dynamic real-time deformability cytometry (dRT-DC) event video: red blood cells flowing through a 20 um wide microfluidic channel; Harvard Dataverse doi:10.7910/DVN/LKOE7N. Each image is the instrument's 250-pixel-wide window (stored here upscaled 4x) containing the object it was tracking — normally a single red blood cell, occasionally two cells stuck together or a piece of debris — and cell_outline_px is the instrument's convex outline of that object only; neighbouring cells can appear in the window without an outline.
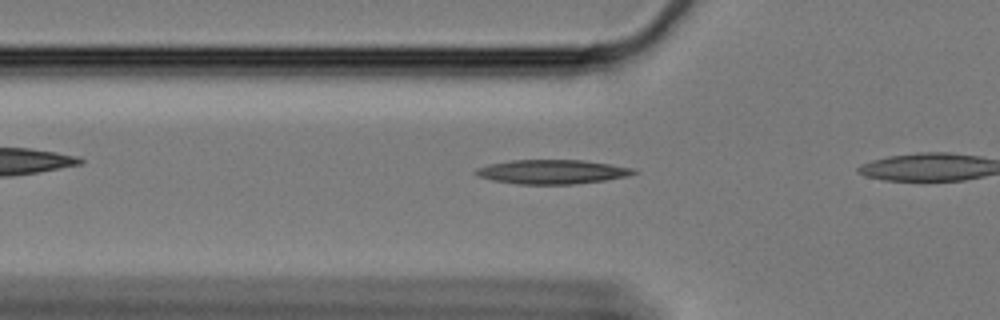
{"species": "Egyptian fruit bat (a non-hibernating species)", "species_latin": "Rousettus aegyptiacus", "temperature_condition": "cold", "stored_images_in_passage": 12, "camera_frame_rate_fps": 3000, "um_per_image_px": 0.085, "animal": {"sex": "female"}, "frame": {"image": 1, "passage_image": 6, "time_ms": 1.667, "image_size_px": [1000, 320], "cell_outline_px": [[640, 172], [628, 176], [604, 180], [572, 184], [516, 184], [492, 180], [476, 176], [472, 172], [476, 168], [492, 164], [512, 160], [584, 160], [632, 168]], "centroid_in_image_um": [46.9, 14.61], "position_along_channel_um": 78.9, "area_um2": 22.2}}
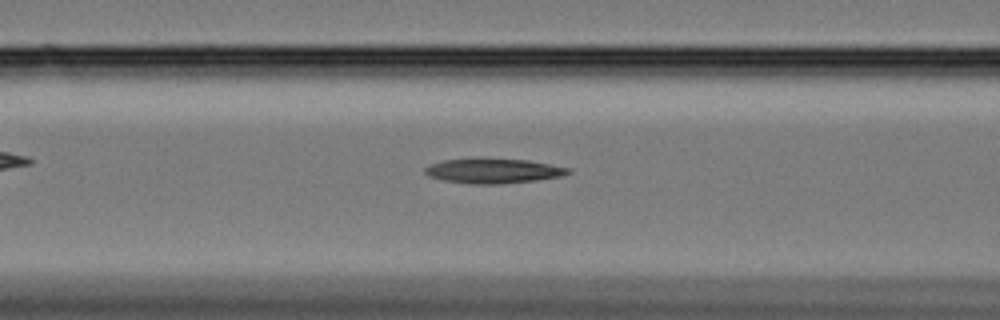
{"frame": {"image": 2, "passage_image": 10, "time_ms": 3.0, "image_size_px": [1000, 320], "cell_outline_px": [[572, 172], [560, 176], [536, 180], [500, 184], [468, 184], [444, 180], [428, 176], [424, 172], [424, 168], [432, 164], [444, 160], [528, 160], [572, 168]], "centroid_in_image_um": [41.97, 14.55], "position_along_channel_um": 124.6, "area_um2": 20.11}}